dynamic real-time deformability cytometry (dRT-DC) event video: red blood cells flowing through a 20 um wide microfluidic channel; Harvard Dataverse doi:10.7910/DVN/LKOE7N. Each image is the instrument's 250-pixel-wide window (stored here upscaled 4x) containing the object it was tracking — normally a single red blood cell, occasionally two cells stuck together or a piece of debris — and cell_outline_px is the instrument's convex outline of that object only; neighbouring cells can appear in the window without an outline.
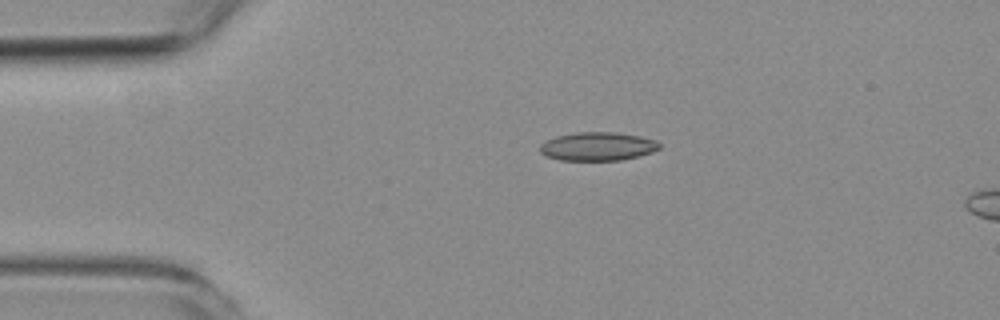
{"species": "common noctule bat (a hibernating species)", "species_latin": "Nyctalus noctula", "temperature_condition": "room temperature", "stored_images_in_passage": 6, "camera_frame_rate_fps": 3000, "um_per_image_px": 0.085, "animal": {"sex": "female", "body_mass_g": 19.3, "forearm_length_mm": 54.1}, "frame": {"image": 1, "passage_image": 1, "time_ms": 0.0, "image_size_px": [1000, 320], "cell_outline_px": [[660, 148], [652, 152], [620, 160], [560, 160], [548, 156], [540, 152], [540, 144], [556, 136], [576, 132], [616, 132], [640, 136], [656, 140], [660, 144]], "centroid_in_image_um": [50.81, 12.43], "position_along_channel_um": 34.2, "area_um2": 19.71}}